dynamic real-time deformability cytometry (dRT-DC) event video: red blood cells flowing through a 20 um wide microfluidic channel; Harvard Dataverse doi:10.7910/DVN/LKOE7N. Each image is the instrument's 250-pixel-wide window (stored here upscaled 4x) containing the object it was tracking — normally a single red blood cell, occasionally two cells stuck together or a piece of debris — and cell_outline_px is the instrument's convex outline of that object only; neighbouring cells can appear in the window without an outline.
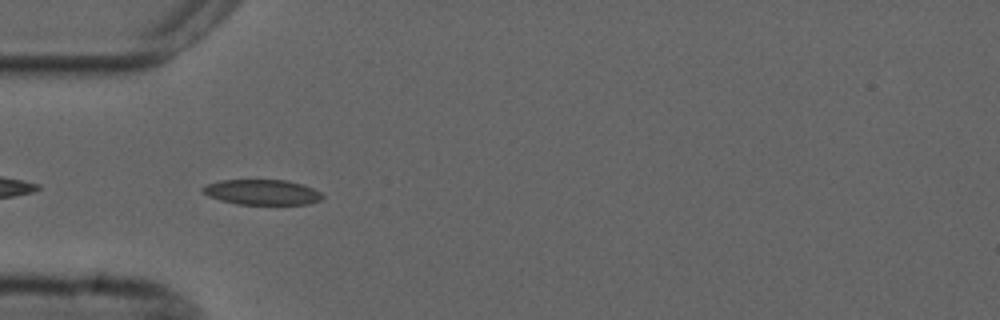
{"species": "common noctule bat (a hibernating species)", "species_latin": "Nyctalus noctula", "temperature_condition": "cold", "stored_images_in_passage": 13, "camera_frame_rate_fps": 3000, "um_per_image_px": 0.085, "animal": {"sex": "male", "forearm_length_mm": 52.5}, "frame": {"image": 1, "passage_image": 3, "time_ms": 0.667, "image_size_px": [1000, 320], "cell_outline_px": [[324, 196], [320, 200], [308, 204], [236, 204], [220, 200], [208, 196], [200, 192], [200, 188], [208, 184], [220, 180], [288, 180], [312, 188], [320, 192]], "centroid_in_image_um": [22.23, 16.33], "position_along_channel_um": 62.8, "area_um2": 17.63}}
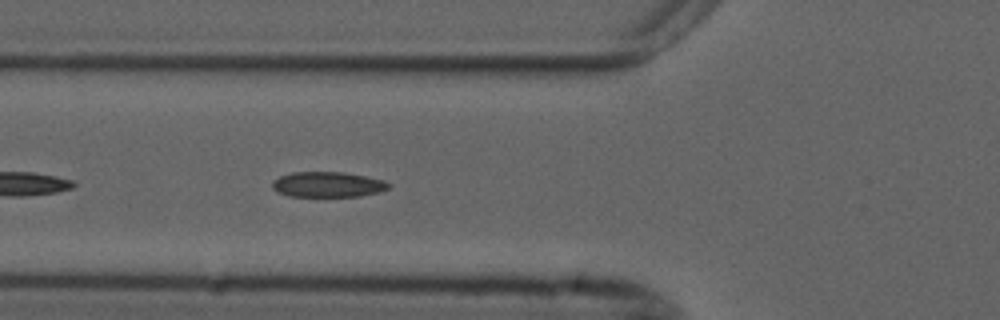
{"frame": {"image": 2, "passage_image": 6, "time_ms": 1.667, "image_size_px": [1000, 320], "cell_outline_px": [[392, 184], [388, 188], [380, 192], [360, 196], [288, 196], [276, 192], [272, 188], [272, 180], [280, 176], [292, 172], [344, 172], [384, 180]], "centroid_in_image_um": [27.84, 15.68], "position_along_channel_um": 98.0, "area_um2": 17.28}}
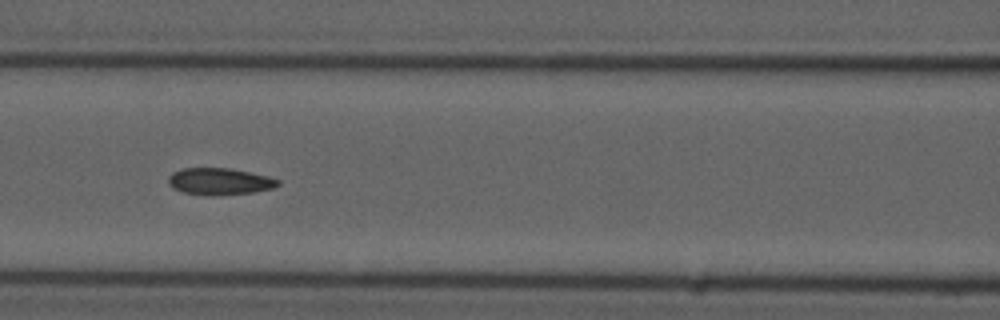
{"frame": {"image": 3, "passage_image": 10, "time_ms": 3.0, "image_size_px": [1000, 320], "cell_outline_px": [[280, 184], [272, 188], [252, 192], [208, 196], [184, 192], [172, 188], [168, 184], [168, 176], [172, 172], [184, 168], [232, 168], [268, 176], [280, 180]], "centroid_in_image_um": [18.64, 15.41], "position_along_channel_um": 148.0, "area_um2": 17.17}}